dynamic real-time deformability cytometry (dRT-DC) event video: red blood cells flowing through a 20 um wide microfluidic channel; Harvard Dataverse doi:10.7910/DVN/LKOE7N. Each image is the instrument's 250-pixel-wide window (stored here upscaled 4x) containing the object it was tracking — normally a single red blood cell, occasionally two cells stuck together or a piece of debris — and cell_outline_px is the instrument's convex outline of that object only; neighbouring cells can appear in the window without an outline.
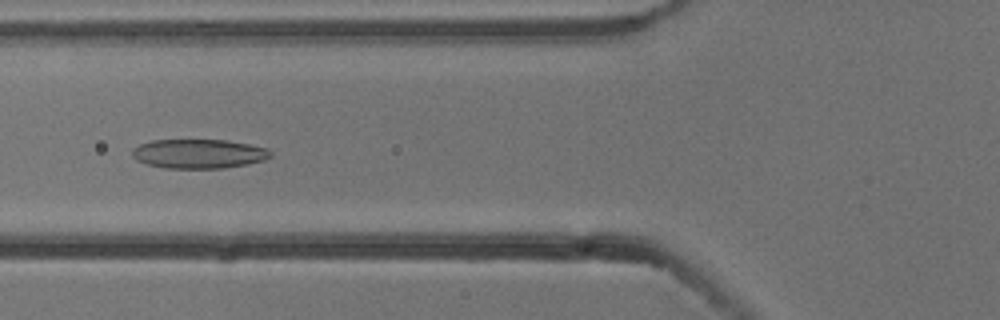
{"species": "common noctule bat (a hibernating species)", "species_latin": "Nyctalus noctula", "temperature_condition": "cold", "stored_images_in_passage": 9, "camera_frame_rate_fps": 3000, "um_per_image_px": 0.085, "animal": {"sex": "male", "body_mass_g": 13.3}, "frame": {"image": 1, "passage_image": 7, "time_ms": 2.0, "image_size_px": [1000, 320], "cell_outline_px": [[272, 156], [264, 160], [248, 164], [224, 168], [164, 168], [148, 164], [136, 160], [132, 156], [132, 148], [140, 144], [152, 140], [228, 140], [268, 148], [272, 152]], "centroid_in_image_um": [16.9, 13.07], "position_along_channel_um": 108.9, "area_um2": 23.7}}
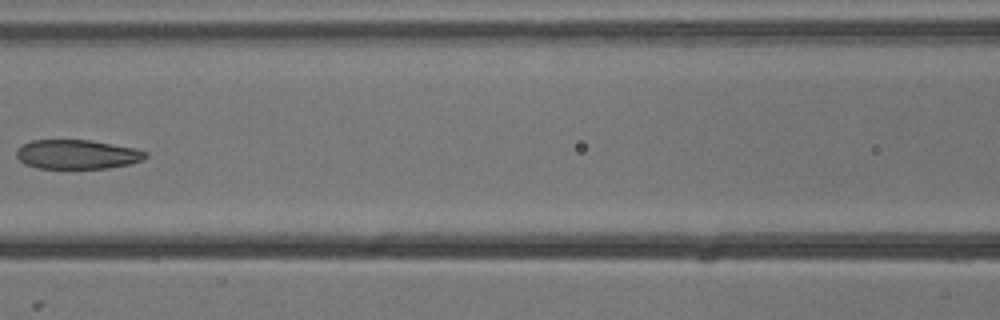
{"frame": {"image": 2, "passage_image": 8, "time_ms": 2.333, "image_size_px": [1000, 320], "cell_outline_px": [[148, 156], [132, 164], [108, 168], [36, 168], [24, 164], [16, 156], [16, 148], [20, 144], [32, 140], [92, 140], [132, 148], [148, 152]], "centroid_in_image_um": [6.51, 13.12], "position_along_channel_um": 160.1, "area_um2": 22.14}}
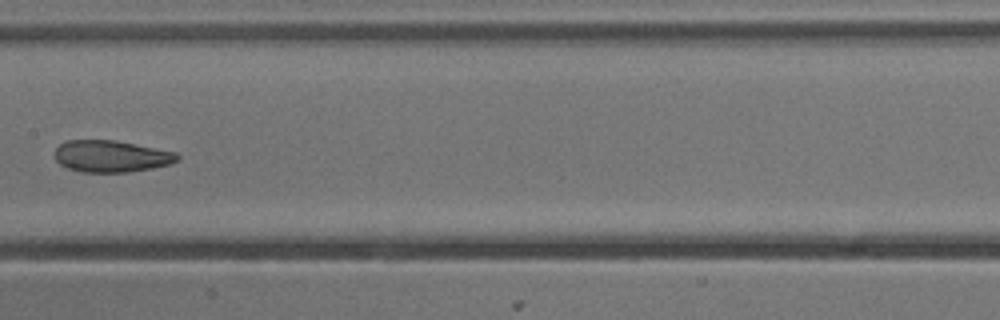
{"frame": {"image": 3, "passage_image": 9, "time_ms": 2.667, "image_size_px": [1000, 320], "cell_outline_px": [[180, 160], [172, 164], [152, 168], [128, 172], [80, 172], [68, 168], [60, 164], [56, 160], [52, 152], [60, 144], [68, 140], [112, 140], [176, 152], [180, 156]], "centroid_in_image_um": [9.44, 13.29], "position_along_channel_um": 198.0, "area_um2": 22.77}}